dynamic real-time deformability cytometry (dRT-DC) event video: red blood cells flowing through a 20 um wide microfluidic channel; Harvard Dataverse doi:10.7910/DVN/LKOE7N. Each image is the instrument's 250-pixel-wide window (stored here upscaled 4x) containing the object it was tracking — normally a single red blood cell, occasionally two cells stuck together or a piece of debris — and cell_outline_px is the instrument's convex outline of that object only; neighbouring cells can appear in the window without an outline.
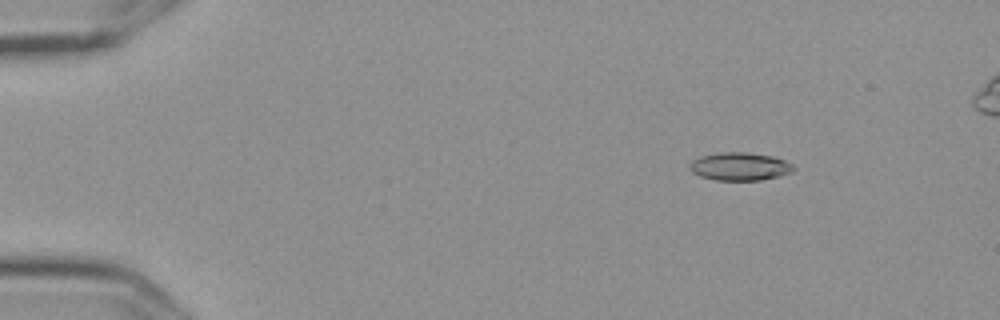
{"species": "Egyptian fruit bat (a non-hibernating species)", "species_latin": "Rousettus aegyptiacus", "temperature_condition": "cold", "stored_images_in_passage": 6, "camera_frame_rate_fps": 3000, "um_per_image_px": 0.085, "frame": {"image": 1, "passage_image": 2, "time_ms": 0.333, "image_size_px": [1000, 320], "cell_outline_px": [[796, 168], [792, 172], [780, 176], [760, 180], [716, 180], [700, 176], [692, 172], [688, 168], [688, 164], [692, 160], [700, 156], [720, 152], [744, 152], [772, 156], [784, 160], [792, 164]], "centroid_in_image_um": [62.86, 14.15], "position_along_channel_um": 22.1, "area_um2": 17.05}}
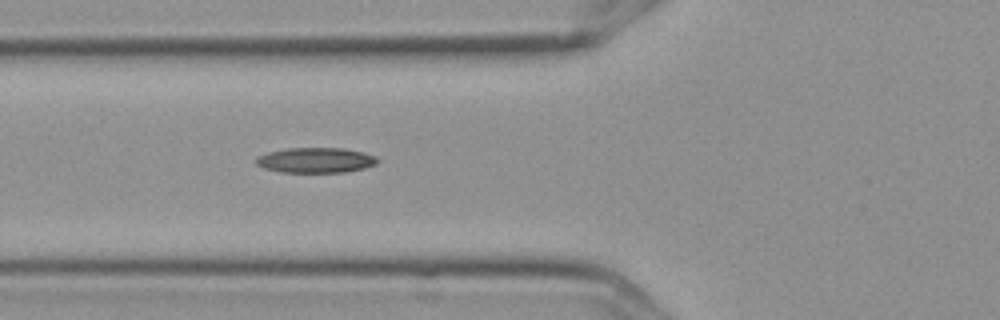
{"frame": {"image": 2, "passage_image": 6, "time_ms": 1.667, "image_size_px": [1000, 320], "cell_outline_px": [[380, 160], [376, 164], [364, 168], [344, 172], [280, 172], [264, 168], [256, 164], [256, 156], [268, 152], [288, 148], [344, 148], [364, 152], [376, 156]], "centroid_in_image_um": [26.85, 13.61], "position_along_channel_um": 99.0, "area_um2": 17.92}}